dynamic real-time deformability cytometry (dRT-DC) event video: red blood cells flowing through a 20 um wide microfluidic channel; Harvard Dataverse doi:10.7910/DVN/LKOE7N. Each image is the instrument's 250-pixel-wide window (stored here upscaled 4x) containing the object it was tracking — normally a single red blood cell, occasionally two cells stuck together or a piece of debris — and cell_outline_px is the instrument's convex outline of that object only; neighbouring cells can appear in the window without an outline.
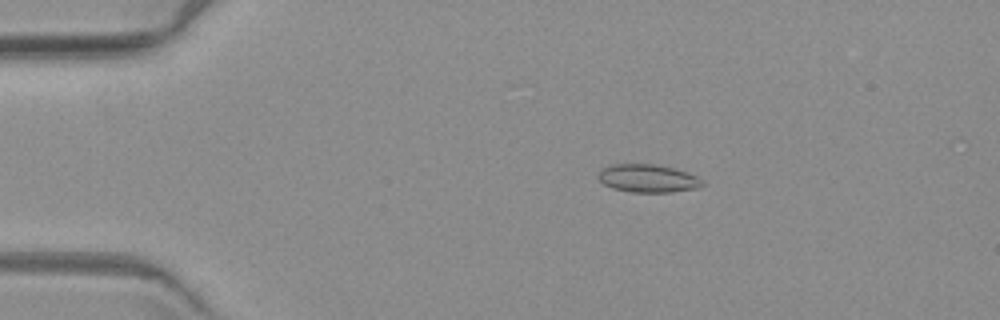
{"species": "common noctule bat (a hibernating species)", "species_latin": "Nyctalus noctula", "temperature_condition": "warm", "stored_images_in_passage": 4, "camera_frame_rate_fps": 3000, "um_per_image_px": 0.085, "animal": {"sex": "female", "body_mass_g": 19.3, "forearm_length_mm": 54.1}, "frame": {"image": 1, "passage_image": 3, "time_ms": 3.0, "image_size_px": [1000, 320], "cell_outline_px": [[704, 184], [696, 188], [672, 192], [632, 192], [612, 188], [604, 184], [596, 176], [600, 168], [612, 164], [656, 164], [672, 168], [696, 176], [704, 180]], "centroid_in_image_um": [55.02, 15.16], "position_along_channel_um": 30.0, "area_um2": 16.99}}